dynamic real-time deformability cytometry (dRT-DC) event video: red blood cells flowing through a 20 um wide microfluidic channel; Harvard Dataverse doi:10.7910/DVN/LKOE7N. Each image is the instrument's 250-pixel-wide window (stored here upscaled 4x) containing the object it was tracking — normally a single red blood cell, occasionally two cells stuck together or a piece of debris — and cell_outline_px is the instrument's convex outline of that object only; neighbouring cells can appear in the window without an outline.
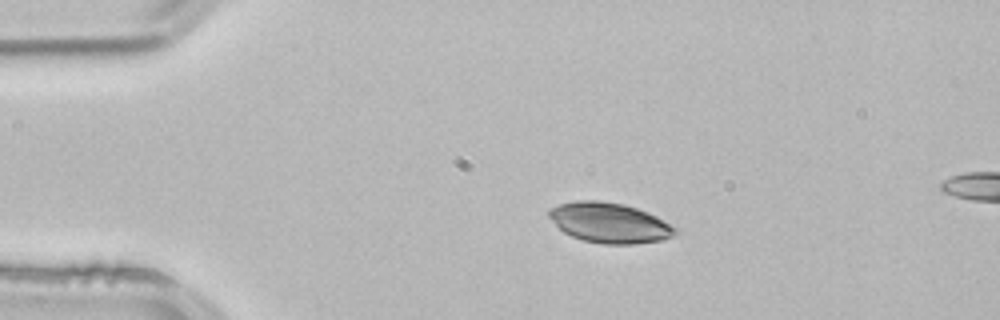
{"species": "common noctule bat (a hibernating species)", "species_latin": "Nyctalus noctula", "temperature_condition": "room temperature", "stored_images_in_passage": 2, "camera_frame_rate_fps": 3000, "um_per_image_px": 0.085, "animal": {"sex": "male", "body_mass_g": 21.5, "forearm_length_mm": 52.0}, "frame": {"image": 1, "passage_image": 1, "time_ms": 0.0, "image_size_px": [1000, 320], "cell_outline_px": [[680, 232], [664, 240], [632, 244], [604, 244], [584, 240], [572, 236], [564, 232], [548, 216], [548, 208], [560, 204], [576, 200], [596, 200], [624, 204], [648, 212], [656, 216], [676, 228]], "centroid_in_image_um": [51.82, 18.93], "position_along_channel_um": 33.2, "area_um2": 29.48}}